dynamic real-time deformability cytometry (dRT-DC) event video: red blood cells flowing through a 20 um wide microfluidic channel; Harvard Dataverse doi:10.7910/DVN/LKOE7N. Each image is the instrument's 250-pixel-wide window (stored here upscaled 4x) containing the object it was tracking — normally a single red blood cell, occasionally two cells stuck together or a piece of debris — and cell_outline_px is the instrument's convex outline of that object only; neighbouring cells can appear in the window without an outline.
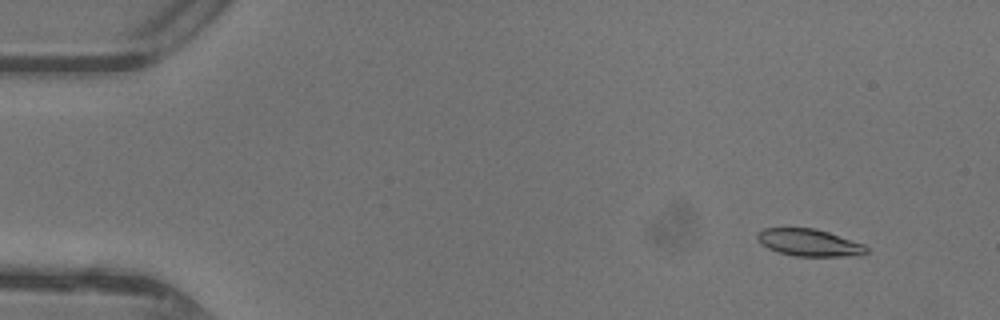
{"species": "common noctule bat (a hibernating species)", "species_latin": "Nyctalus noctula", "temperature_condition": "warm", "stored_images_in_passage": 46, "camera_frame_rate_fps": 3000, "um_per_image_px": 0.085, "animal": {"sex": "female"}, "frame": {"image": 1, "passage_image": 3, "time_ms": 0.667, "image_size_px": [1000, 320], "cell_outline_px": [[868, 252], [860, 256], [796, 256], [776, 252], [768, 248], [756, 236], [756, 232], [764, 228], [816, 228], [864, 244], [868, 248]], "centroid_in_image_um": [68.8, 20.63], "position_along_channel_um": 16.2, "area_um2": 17.28}}
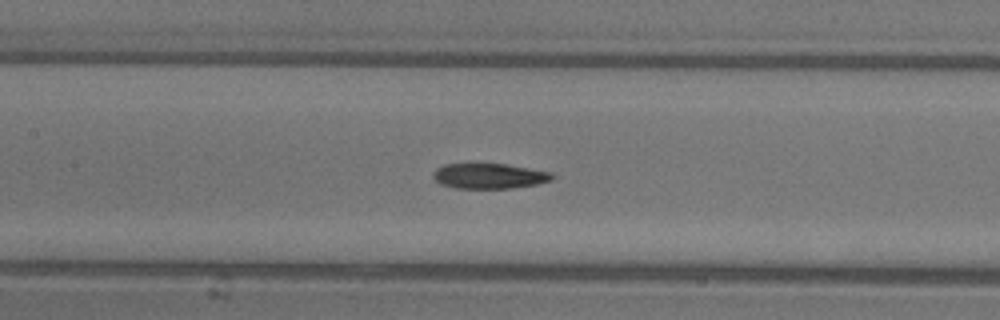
{"frame": {"image": 2, "passage_image": 21, "time_ms": 6.667, "image_size_px": [1000, 320], "cell_outline_px": [[556, 176], [552, 180], [536, 184], [512, 188], [456, 188], [440, 184], [432, 176], [436, 168], [444, 164], [468, 160], [504, 164], [552, 172]], "centroid_in_image_um": [41.52, 14.91], "position_along_channel_um": 165.9, "area_um2": 18.32}}
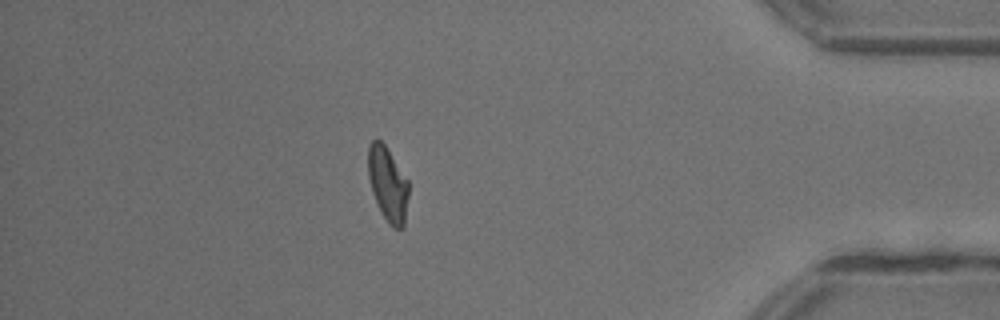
{"frame": {"image": 3, "passage_image": 40, "time_ms": 13.0, "image_size_px": [1000, 320], "cell_outline_px": [[408, 196], [404, 228], [392, 228], [388, 224], [380, 212], [372, 192], [368, 176], [368, 144], [372, 140], [380, 140], [384, 144], [408, 180]], "centroid_in_image_um": [32.95, 15.68], "position_along_channel_um": 402.2, "area_um2": 17.63}, "authors_computed_cell_mechanics": {"area_um2": 17.9758, "velocity_mm_per_s": 4.4136, "shape_relaxation_time_tau1_ms": 5.4106, "shape_relaxation_time_tau2_ms": 2.589, "deformation_change_tau1": 0.1852, "deformation_change_tau2": 0.0919}}